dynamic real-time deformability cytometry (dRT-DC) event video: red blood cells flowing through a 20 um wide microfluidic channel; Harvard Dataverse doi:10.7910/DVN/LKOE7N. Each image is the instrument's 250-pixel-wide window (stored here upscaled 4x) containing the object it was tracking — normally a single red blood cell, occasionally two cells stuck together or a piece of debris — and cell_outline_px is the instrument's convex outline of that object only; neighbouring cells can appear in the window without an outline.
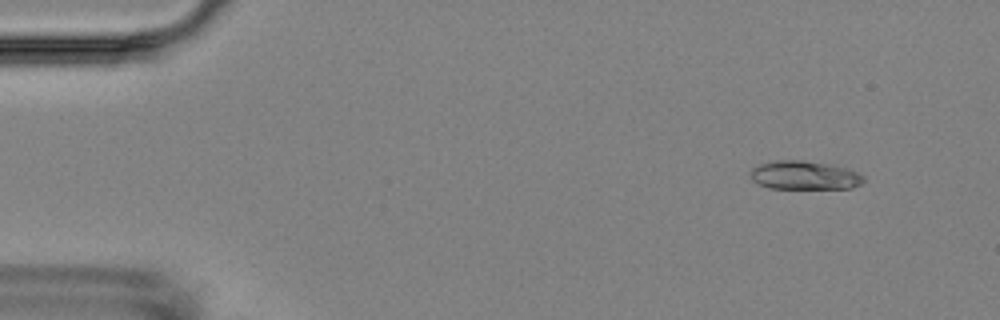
{"species": "Egyptian fruit bat (a non-hibernating species)", "species_latin": "Rousettus aegyptiacus", "temperature_condition": "room temperature", "stored_images_in_passage": 7, "camera_frame_rate_fps": 3000, "um_per_image_px": 0.085, "animal": {"sex": "female"}, "frame": {"image": 1, "passage_image": 2, "time_ms": 1.333, "image_size_px": [1000, 320], "cell_outline_px": [[864, 180], [860, 184], [852, 188], [768, 188], [752, 180], [752, 168], [760, 164], [776, 160], [800, 160], [824, 164], [844, 168], [856, 172], [864, 176]], "centroid_in_image_um": [68.36, 14.91], "position_along_channel_um": 16.6, "area_um2": 18.44}}
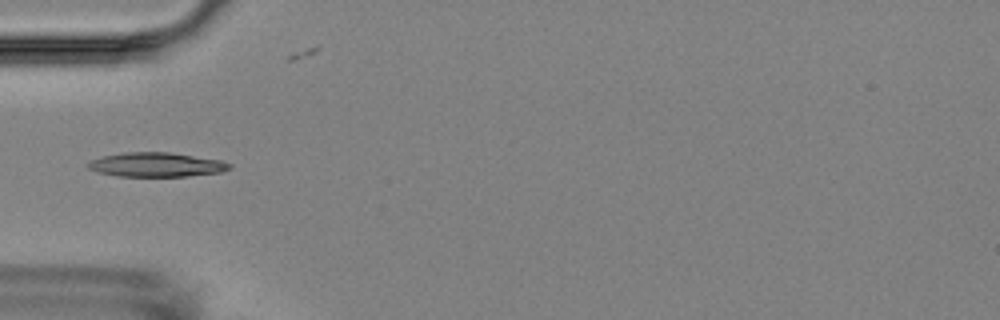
{"frame": {"image": 2, "passage_image": 5, "time_ms": 5.667, "image_size_px": [1000, 320], "cell_outline_px": [[232, 168], [220, 172], [188, 176], [116, 176], [96, 172], [88, 168], [88, 164], [92, 160], [104, 156], [124, 152], [168, 152], [220, 160], [232, 164]], "centroid_in_image_um": [13.29, 14.0], "position_along_channel_um": 71.7, "area_um2": 19.88}}